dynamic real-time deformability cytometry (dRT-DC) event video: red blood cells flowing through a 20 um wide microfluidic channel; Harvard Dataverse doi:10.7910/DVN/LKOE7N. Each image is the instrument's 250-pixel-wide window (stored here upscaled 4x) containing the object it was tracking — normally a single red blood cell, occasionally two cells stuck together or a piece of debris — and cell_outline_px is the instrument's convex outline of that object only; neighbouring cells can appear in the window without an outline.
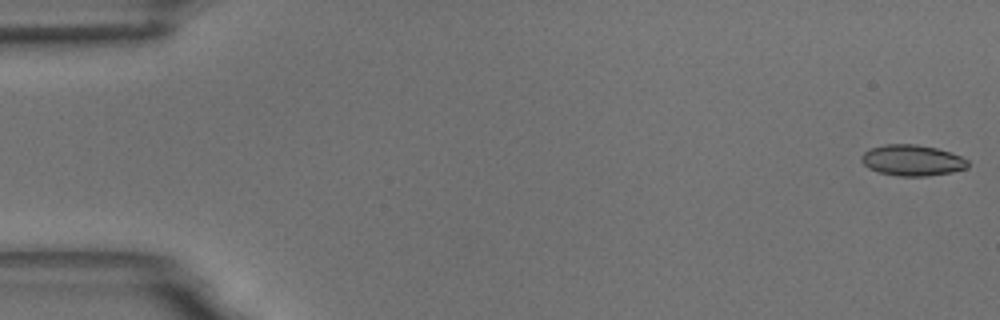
{"species": "common noctule bat (a hibernating species)", "species_latin": "Nyctalus noctula", "temperature_condition": "room temperature", "stored_images_in_passage": 7, "camera_frame_rate_fps": 3000, "um_per_image_px": 0.085, "animal": {"sex": "male", "body_mass_g": 18.8}, "frame": {"image": 1, "passage_image": 1, "time_ms": 0.0, "image_size_px": [1000, 320], "cell_outline_px": [[968, 168], [952, 172], [928, 176], [900, 176], [880, 172], [868, 168], [860, 160], [860, 156], [864, 152], [872, 148], [884, 144], [916, 144], [936, 148], [960, 156], [968, 160]], "centroid_in_image_um": [77.53, 13.63], "position_along_channel_um": 7.5, "area_um2": 19.13}}